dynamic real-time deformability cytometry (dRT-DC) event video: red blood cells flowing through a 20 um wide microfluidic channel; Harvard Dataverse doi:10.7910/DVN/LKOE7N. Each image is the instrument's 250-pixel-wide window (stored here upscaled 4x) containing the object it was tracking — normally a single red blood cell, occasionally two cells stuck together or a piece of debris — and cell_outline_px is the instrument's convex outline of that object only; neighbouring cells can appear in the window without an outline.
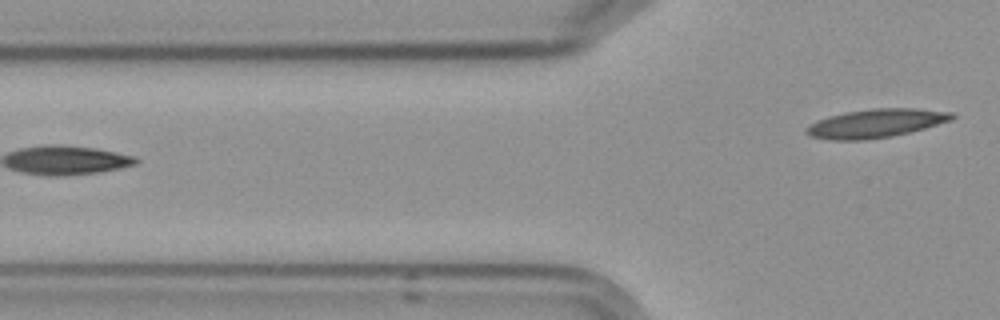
{"species": "Egyptian fruit bat (a non-hibernating species)", "species_latin": "Rousettus aegyptiacus", "temperature_condition": "cold", "stored_images_in_passage": 3, "camera_frame_rate_fps": 3000, "um_per_image_px": 0.085, "frame": {"image": 1, "passage_image": 3, "time_ms": 3.333, "image_size_px": [1000, 320], "cell_outline_px": [[956, 116], [952, 120], [924, 128], [892, 136], [864, 140], [832, 140], [812, 136], [804, 132], [804, 128], [808, 124], [816, 120], [828, 116], [844, 112], [872, 108], [916, 108], [952, 112]], "centroid_in_image_um": [74.41, 10.47], "position_along_channel_um": 51.4, "area_um2": 24.39}}